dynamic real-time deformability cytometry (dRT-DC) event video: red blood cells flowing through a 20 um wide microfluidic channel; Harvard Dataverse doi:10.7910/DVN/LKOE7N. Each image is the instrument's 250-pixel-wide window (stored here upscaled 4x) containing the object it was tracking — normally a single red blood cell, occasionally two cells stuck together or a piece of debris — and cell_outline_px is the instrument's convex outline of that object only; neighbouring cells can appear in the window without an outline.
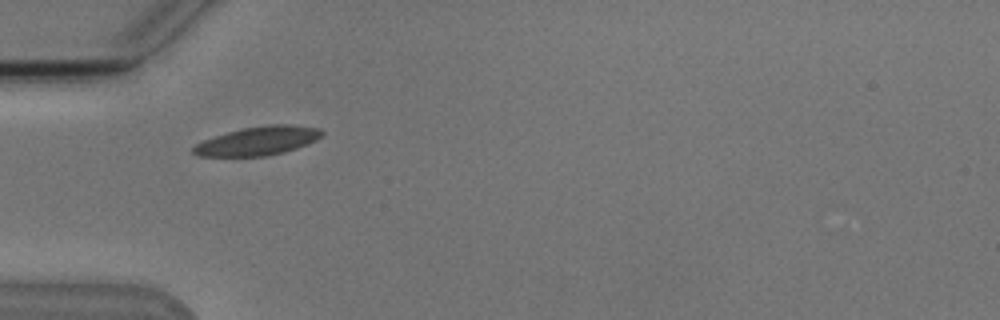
{"species": "Egyptian fruit bat (a non-hibernating species)", "species_latin": "Rousettus aegyptiacus", "temperature_condition": "cold", "stored_images_in_passage": 3, "camera_frame_rate_fps": 3000, "um_per_image_px": 0.085, "animal": {"sex": "male"}, "frame": {"image": 1, "passage_image": 2, "time_ms": 1.333, "image_size_px": [1000, 320], "cell_outline_px": [[324, 132], [316, 140], [308, 144], [284, 152], [264, 156], [200, 156], [192, 152], [192, 148], [196, 144], [204, 140], [228, 132], [244, 128], [272, 124], [292, 124], [320, 128]], "centroid_in_image_um": [21.96, 11.97], "position_along_channel_um": 63.0, "area_um2": 21.33}}